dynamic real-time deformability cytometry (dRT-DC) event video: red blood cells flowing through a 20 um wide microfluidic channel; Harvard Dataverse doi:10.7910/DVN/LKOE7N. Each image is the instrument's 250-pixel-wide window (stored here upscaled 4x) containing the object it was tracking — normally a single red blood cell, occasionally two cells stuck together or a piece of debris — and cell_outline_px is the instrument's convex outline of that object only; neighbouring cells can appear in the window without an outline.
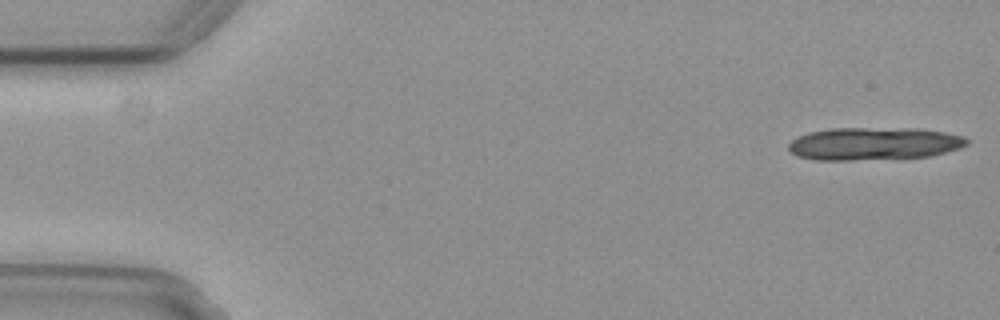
{"species": "common noctule bat (a hibernating species)", "species_latin": "Nyctalus noctula", "temperature_condition": "cold", "stored_images_in_passage": 12, "camera_frame_rate_fps": 3000, "um_per_image_px": 0.085, "animal": {"sex": "female", "body_mass_g": 29.2, "forearm_length_mm": 56.3}, "frame": {"image": 1, "passage_image": 1, "time_ms": 0.0, "image_size_px": [1000, 320], "cell_outline_px": [[968, 144], [960, 148], [928, 156], [852, 160], [816, 160], [796, 156], [788, 148], [788, 144], [796, 136], [808, 132], [828, 128], [920, 128], [944, 132], [964, 136], [968, 140]], "centroid_in_image_um": [74.24, 12.2], "position_along_channel_um": 10.8, "area_um2": 34.1}}